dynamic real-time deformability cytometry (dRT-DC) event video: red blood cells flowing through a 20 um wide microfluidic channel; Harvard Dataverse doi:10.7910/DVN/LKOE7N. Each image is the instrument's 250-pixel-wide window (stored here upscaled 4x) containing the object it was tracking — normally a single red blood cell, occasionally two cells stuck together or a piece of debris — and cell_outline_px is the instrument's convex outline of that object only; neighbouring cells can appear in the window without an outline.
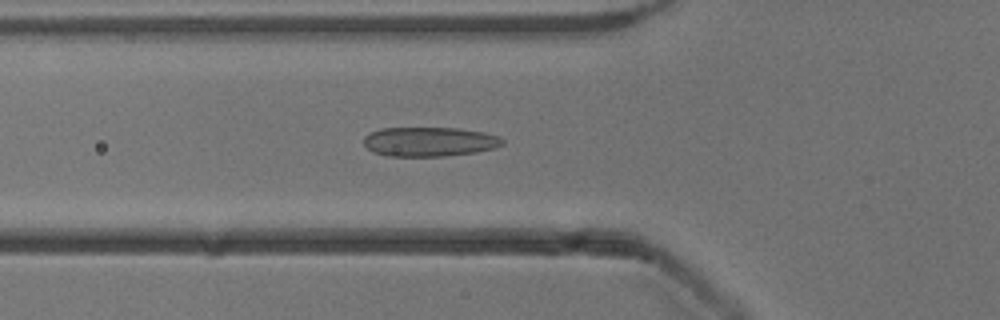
{"species": "common noctule bat (a hibernating species)", "species_latin": "Nyctalus noctula", "temperature_condition": "cold", "stored_images_in_passage": 53, "camera_frame_rate_fps": 3000, "um_per_image_px": 0.085, "animal": {"sex": "male", "body_mass_g": 13.3}, "frame": {"image": 1, "passage_image": 19, "time_ms": 6.0, "image_size_px": [1000, 320], "cell_outline_px": [[504, 144], [496, 148], [476, 152], [444, 156], [388, 156], [372, 152], [364, 144], [364, 136], [380, 128], [456, 128], [484, 132], [500, 136], [504, 140]], "centroid_in_image_um": [36.53, 12.04], "position_along_channel_um": 89.3, "area_um2": 23.87}}
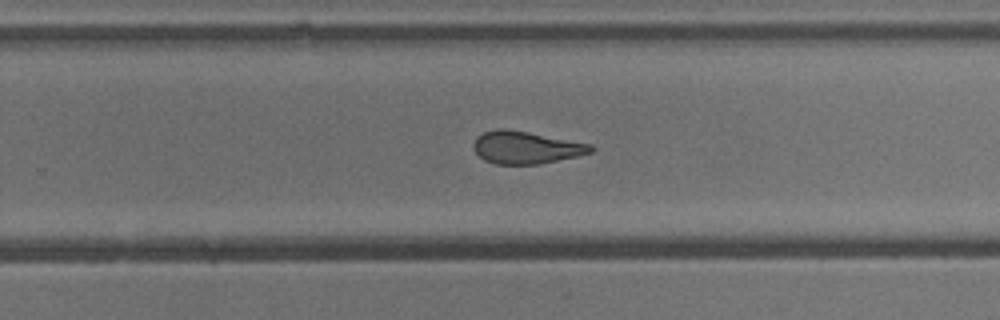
{"frame": {"image": 2, "passage_image": 34, "time_ms": 11.0, "image_size_px": [1000, 320], "cell_outline_px": [[596, 148], [592, 152], [576, 156], [540, 164], [496, 164], [484, 160], [476, 152], [472, 144], [476, 136], [484, 132], [496, 128], [504, 128], [528, 132], [592, 144]], "centroid_in_image_um": [44.7, 12.53], "position_along_channel_um": 285.1, "area_um2": 22.2}}
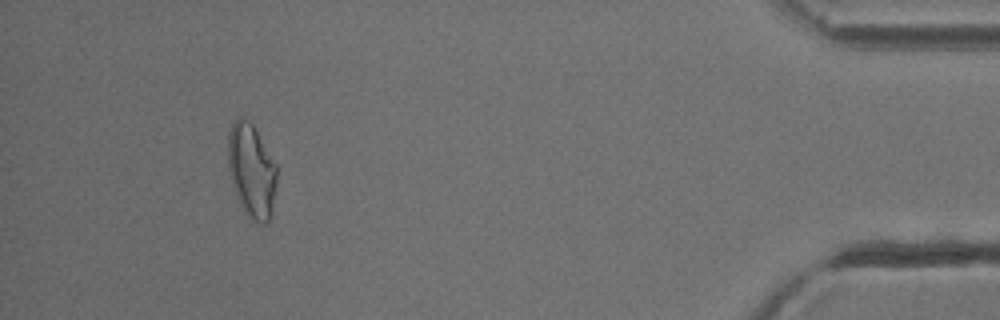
{"frame": {"image": 3, "passage_image": 49, "time_ms": 16.0, "image_size_px": [1000, 320], "cell_outline_px": [[276, 184], [272, 216], [268, 224], [256, 224], [244, 212], [240, 204], [228, 172], [228, 132], [236, 116], [240, 116], [248, 120], [252, 124], [276, 164]], "centroid_in_image_um": [21.38, 14.55], "position_along_channel_um": 413.8, "area_um2": 26.93}, "authors_computed_cell_mechanics": {"area_um2": 23.8714, "velocity_mm_per_s": 3.9067, "shape_relaxation_time_tau1_ms": null, "shape_relaxation_time_tau2_ms": 2.3554, "deformation_change_tau1": null, "deformation_change_tau2": 0.1003}}